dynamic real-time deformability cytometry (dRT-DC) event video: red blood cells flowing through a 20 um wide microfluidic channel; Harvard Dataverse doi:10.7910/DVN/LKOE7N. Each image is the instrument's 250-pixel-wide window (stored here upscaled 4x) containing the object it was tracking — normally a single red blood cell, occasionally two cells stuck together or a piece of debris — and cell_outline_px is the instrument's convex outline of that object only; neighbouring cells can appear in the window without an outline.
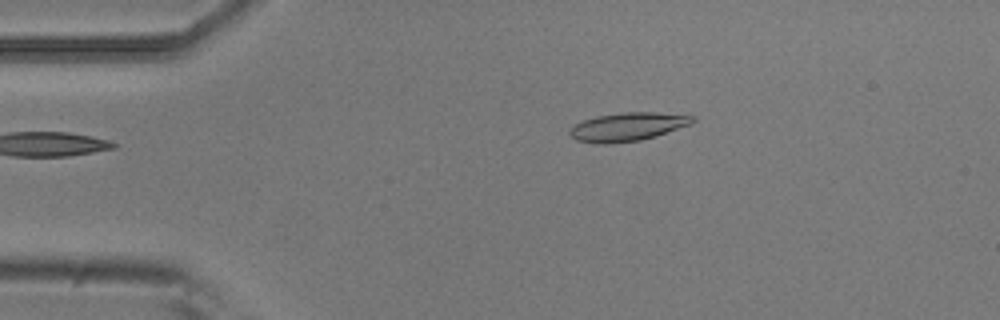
{"species": "common noctule bat (a hibernating species)", "species_latin": "Nyctalus noctula", "temperature_condition": "room temperature", "stored_images_in_passage": 2, "camera_frame_rate_fps": 3000, "um_per_image_px": 0.085, "animal": {"sex": "male", "body_mass_g": 20.5, "forearm_length_mm": 52.5}, "frame": {"image": 1, "passage_image": 2, "time_ms": 0.333, "image_size_px": [1000, 320], "cell_outline_px": [[696, 120], [692, 124], [656, 136], [640, 140], [604, 144], [600, 144], [576, 140], [568, 132], [576, 124], [584, 120], [596, 116], [624, 112], [656, 112], [696, 116]], "centroid_in_image_um": [53.4, 10.77], "position_along_channel_um": 31.6, "area_um2": 20.29}}